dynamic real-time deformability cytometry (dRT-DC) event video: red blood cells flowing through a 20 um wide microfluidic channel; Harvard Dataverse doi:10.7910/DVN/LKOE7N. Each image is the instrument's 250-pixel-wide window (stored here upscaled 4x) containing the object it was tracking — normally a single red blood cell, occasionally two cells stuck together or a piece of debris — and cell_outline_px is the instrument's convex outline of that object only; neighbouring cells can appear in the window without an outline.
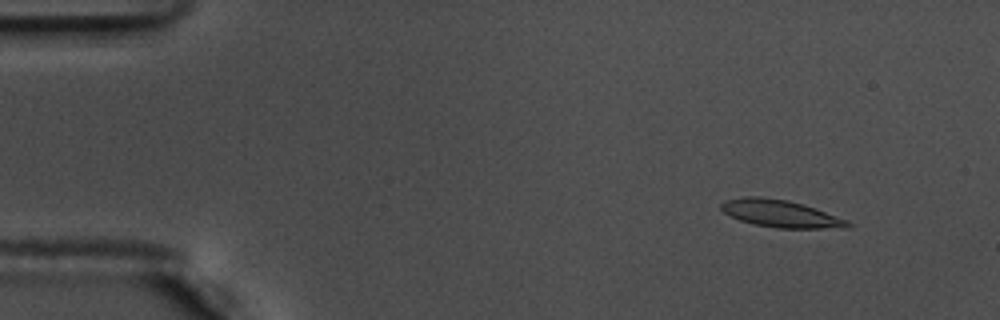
{"species": "common noctule bat (a hibernating species)", "species_latin": "Nyctalus noctula", "temperature_condition": "warm", "stored_images_in_passage": 55, "camera_frame_rate_fps": 3000, "um_per_image_px": 0.085, "animal": {"sex": "male", "body_mass_g": 17.5, "forearm_length_mm": 52.3}, "frame": {"image": 1, "passage_image": 5, "time_ms": 1.333, "image_size_px": [1000, 320], "cell_outline_px": [[852, 224], [848, 228], [776, 228], [752, 224], [740, 220], [724, 212], [720, 208], [720, 204], [724, 200], [748, 196], [756, 196], [788, 200], [804, 204], [848, 220]], "centroid_in_image_um": [66.35, 18.16], "position_along_channel_um": 18.6, "area_um2": 20.17}}
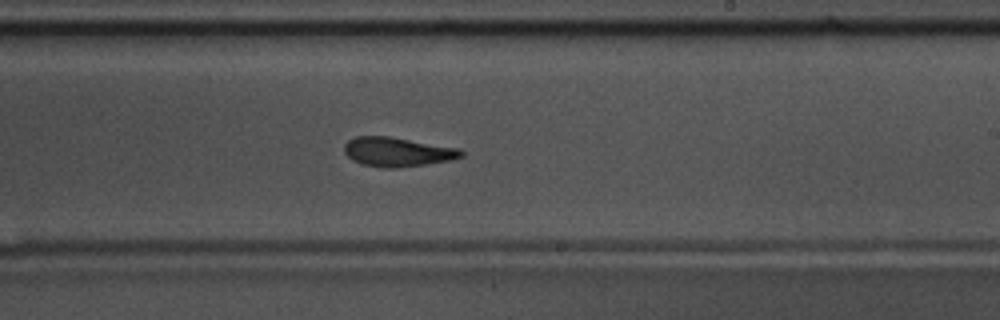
{"frame": {"image": 2, "passage_image": 33, "time_ms": 10.667, "image_size_px": [1000, 320], "cell_outline_px": [[464, 156], [448, 160], [424, 164], [396, 168], [384, 168], [360, 164], [352, 160], [344, 152], [344, 144], [348, 140], [356, 136], [388, 136], [460, 148], [464, 152]], "centroid_in_image_um": [33.75, 12.91], "position_along_channel_um": 255.2, "area_um2": 19.94}}
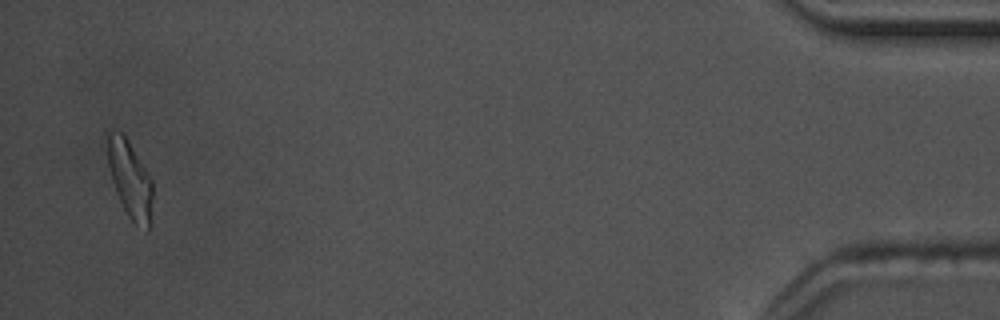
{"frame": {"image": 3, "passage_image": 54, "time_ms": 17.667, "image_size_px": [1000, 320], "cell_outline_px": [[152, 196], [148, 232], [136, 224], [128, 216], [116, 192], [112, 180], [108, 164], [104, 136], [104, 132], [120, 132], [128, 140], [152, 180]], "centroid_in_image_um": [11.0, 15.18], "position_along_channel_um": 424.2, "area_um2": 20.17}, "authors_computed_cell_mechanics": {"area_um2": 19.941, "velocity_mm_per_s": 3.6162, "shape_relaxation_time_tau1_ms": 7.0222, "shape_relaxation_time_tau2_ms": 4.3627, "deformation_change_tau1": 0.2064, "deformation_change_tau2": 0.144}}